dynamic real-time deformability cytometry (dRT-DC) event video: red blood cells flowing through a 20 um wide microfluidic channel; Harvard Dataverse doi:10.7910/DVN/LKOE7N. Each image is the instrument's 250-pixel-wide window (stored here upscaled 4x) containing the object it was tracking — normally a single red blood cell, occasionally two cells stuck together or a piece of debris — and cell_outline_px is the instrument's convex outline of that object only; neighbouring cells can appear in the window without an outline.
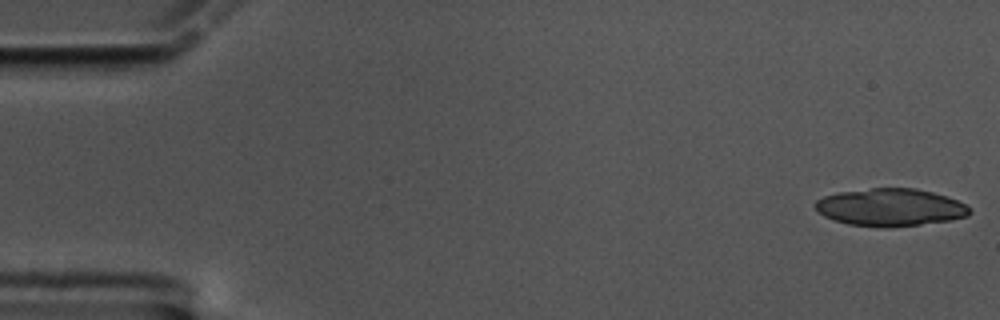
{"species": "common noctule bat (a hibernating species)", "species_latin": "Nyctalus noctula", "temperature_condition": "cold", "stored_images_in_passage": 13, "camera_frame_rate_fps": 3000, "um_per_image_px": 0.085, "animal": {"sex": "male", "body_mass_g": 17.5, "forearm_length_mm": 52.3}, "frame": {"image": 1, "passage_image": 1, "time_ms": 0.0, "image_size_px": [1000, 320], "cell_outline_px": [[972, 212], [968, 216], [948, 220], [920, 224], [888, 228], [848, 224], [832, 220], [824, 216], [816, 208], [816, 200], [824, 196], [840, 192], [872, 188], [916, 188], [932, 192], [956, 200], [964, 204]], "centroid_in_image_um": [75.66, 17.63], "position_along_channel_um": 9.3, "area_um2": 33.47}}